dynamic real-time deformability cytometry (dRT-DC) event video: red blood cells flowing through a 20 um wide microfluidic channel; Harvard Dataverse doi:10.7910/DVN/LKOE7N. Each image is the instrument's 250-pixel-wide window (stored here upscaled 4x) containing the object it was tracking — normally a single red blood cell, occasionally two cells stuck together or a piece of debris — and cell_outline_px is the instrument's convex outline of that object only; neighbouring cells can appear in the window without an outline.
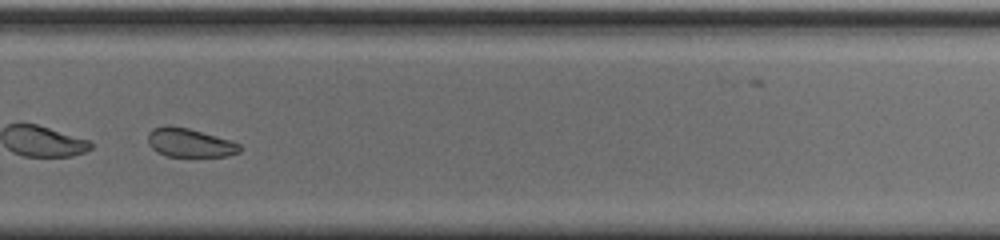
{"species": "common noctule bat (a hibernating species)", "species_latin": "Nyctalus noctula", "temperature_condition": "cold", "stored_images_in_passage": 52, "segment_of_instrument_passage": [2, 2], "camera_frame_rate_fps": 3000, "um_per_image_px": 0.085, "animal": {"sex": "male", "body_mass_g": 20.0, "forearm_length_mm": 53.3}, "frame": {"image": 1, "passage_image": 35, "time_ms": 11.333, "image_size_px": [1000, 240], "cell_outline_px": [[244, 148], [240, 152], [228, 156], [168, 156], [156, 152], [148, 144], [148, 132], [152, 128], [168, 124], [188, 128], [216, 136], [240, 144]], "centroid_in_image_um": [16.1, 12.12], "position_along_channel_um": 313.7, "area_um2": 15.49}}